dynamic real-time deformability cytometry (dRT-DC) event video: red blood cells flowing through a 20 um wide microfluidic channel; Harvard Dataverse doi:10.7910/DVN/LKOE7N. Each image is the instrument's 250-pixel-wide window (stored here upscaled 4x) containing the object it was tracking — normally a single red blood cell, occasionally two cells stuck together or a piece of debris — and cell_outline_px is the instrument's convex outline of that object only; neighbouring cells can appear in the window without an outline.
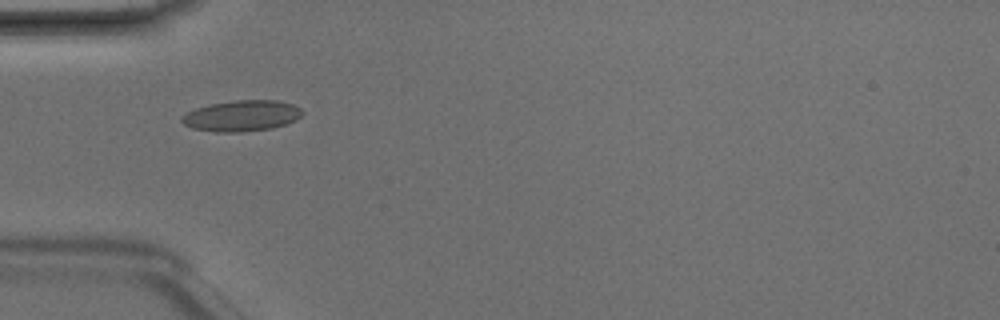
{"species": "Egyptian fruit bat (a non-hibernating species)", "species_latin": "Rousettus aegyptiacus", "temperature_condition": "room temperature", "stored_images_in_passage": 4, "camera_frame_rate_fps": 3000, "um_per_image_px": 0.085, "animal": {"sex": "male"}, "frame": {"image": 1, "passage_image": 3, "time_ms": 0.667, "image_size_px": [1000, 320], "cell_outline_px": [[304, 112], [296, 120], [288, 124], [272, 128], [240, 132], [216, 132], [192, 128], [184, 124], [180, 120], [180, 116], [196, 108], [212, 104], [236, 100], [276, 100], [292, 104], [300, 108]], "centroid_in_image_um": [20.55, 9.85], "position_along_channel_um": 64.4, "area_um2": 21.73}}